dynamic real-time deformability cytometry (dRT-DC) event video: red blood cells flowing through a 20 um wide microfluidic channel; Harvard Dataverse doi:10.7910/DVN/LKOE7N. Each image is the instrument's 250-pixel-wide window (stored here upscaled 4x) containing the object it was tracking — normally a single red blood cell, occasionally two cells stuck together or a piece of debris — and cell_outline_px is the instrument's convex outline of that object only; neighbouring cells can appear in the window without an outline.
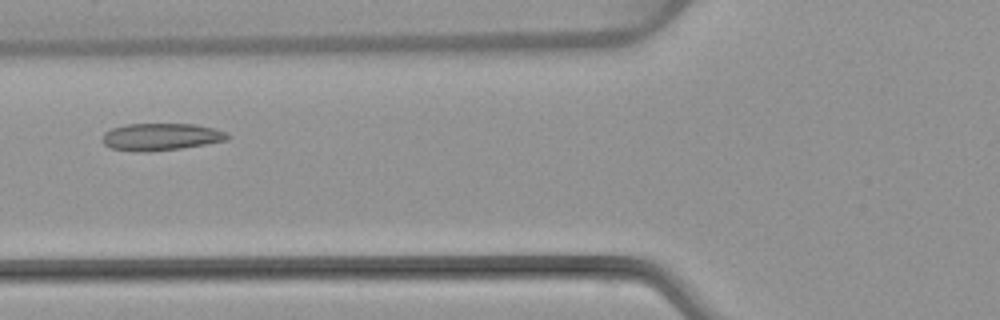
{"species": "common noctule bat (a hibernating species)", "species_latin": "Nyctalus noctula", "temperature_condition": "warm", "stored_images_in_passage": 6, "camera_frame_rate_fps": 3000, "um_per_image_px": 0.085, "animal": {"sex": "female", "body_mass_g": 22.7, "forearm_length_mm": 54.2}, "frame": {"image": 1, "passage_image": 6, "time_ms": 7.0, "image_size_px": [1000, 320], "cell_outline_px": [[232, 136], [228, 140], [180, 148], [148, 152], [132, 152], [112, 148], [104, 144], [100, 140], [104, 132], [112, 128], [128, 124], [196, 124], [228, 132]], "centroid_in_image_um": [13.67, 11.63], "position_along_channel_um": 112.1, "area_um2": 20.0}}